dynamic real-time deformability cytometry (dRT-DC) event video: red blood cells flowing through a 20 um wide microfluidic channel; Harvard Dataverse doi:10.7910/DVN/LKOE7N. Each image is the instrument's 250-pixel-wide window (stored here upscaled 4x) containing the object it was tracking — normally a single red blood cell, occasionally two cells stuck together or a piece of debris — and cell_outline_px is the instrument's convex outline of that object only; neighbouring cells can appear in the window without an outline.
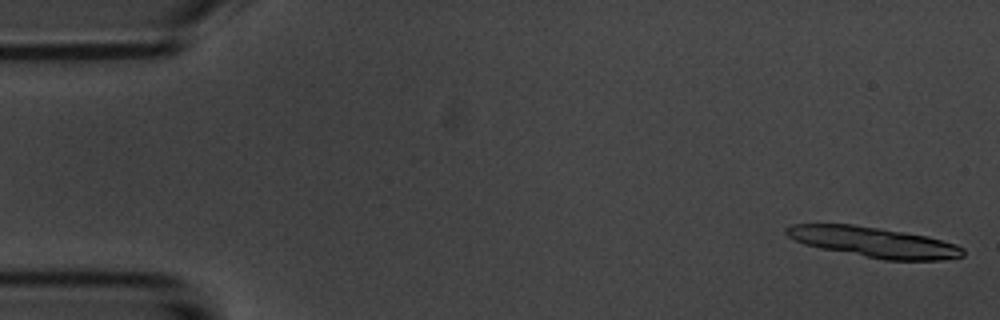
{"species": "common noctule bat (a hibernating species)", "species_latin": "Nyctalus noctula", "temperature_condition": "room temperature", "stored_images_in_passage": 6, "camera_frame_rate_fps": 3000, "um_per_image_px": 0.085, "animal": {"sex": "male", "body_mass_g": 20.1, "forearm_length_mm": 53.5}, "frame": {"image": 1, "passage_image": 1, "time_ms": 0.0, "image_size_px": [1000, 320], "cell_outline_px": [[964, 256], [940, 260], [884, 260], [820, 248], [804, 244], [788, 236], [784, 232], [784, 228], [792, 224], [852, 224], [904, 232], [928, 236], [956, 244], [964, 248]], "centroid_in_image_um": [74.27, 20.58], "position_along_channel_um": 10.7, "area_um2": 31.15}}